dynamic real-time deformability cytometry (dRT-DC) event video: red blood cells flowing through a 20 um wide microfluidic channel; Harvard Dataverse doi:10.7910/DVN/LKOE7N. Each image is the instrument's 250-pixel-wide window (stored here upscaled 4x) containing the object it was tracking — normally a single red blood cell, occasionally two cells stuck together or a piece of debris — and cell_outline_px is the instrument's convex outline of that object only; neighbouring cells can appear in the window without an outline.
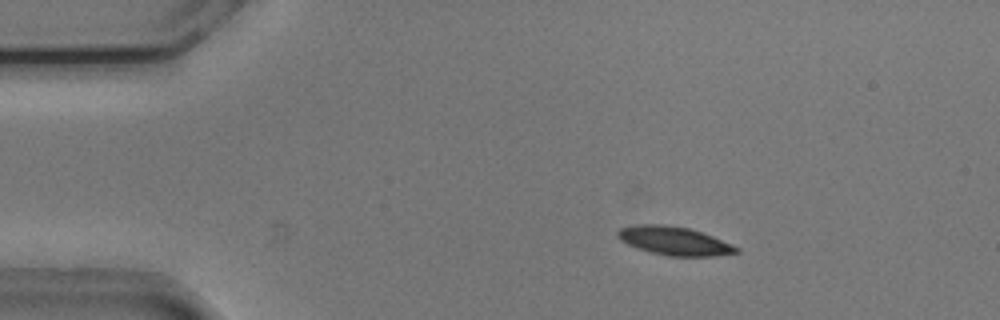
{"species": "common noctule bat (a hibernating species)", "species_latin": "Nyctalus noctula", "temperature_condition": "cold", "stored_images_in_passage": 20, "camera_frame_rate_fps": 3000, "um_per_image_px": 0.085, "animal": {"sex": "male", "body_mass_g": 20.5, "forearm_length_mm": 52.5}, "frame": {"image": 1, "passage_image": 9, "time_ms": 2.667, "image_size_px": [1000, 320], "cell_outline_px": [[740, 252], [716, 256], [668, 256], [652, 252], [628, 244], [620, 240], [616, 236], [616, 232], [620, 228], [636, 224], [660, 224], [688, 228], [712, 236], [732, 244], [740, 248]], "centroid_in_image_um": [57.32, 20.47], "position_along_channel_um": 27.7, "area_um2": 19.59}}